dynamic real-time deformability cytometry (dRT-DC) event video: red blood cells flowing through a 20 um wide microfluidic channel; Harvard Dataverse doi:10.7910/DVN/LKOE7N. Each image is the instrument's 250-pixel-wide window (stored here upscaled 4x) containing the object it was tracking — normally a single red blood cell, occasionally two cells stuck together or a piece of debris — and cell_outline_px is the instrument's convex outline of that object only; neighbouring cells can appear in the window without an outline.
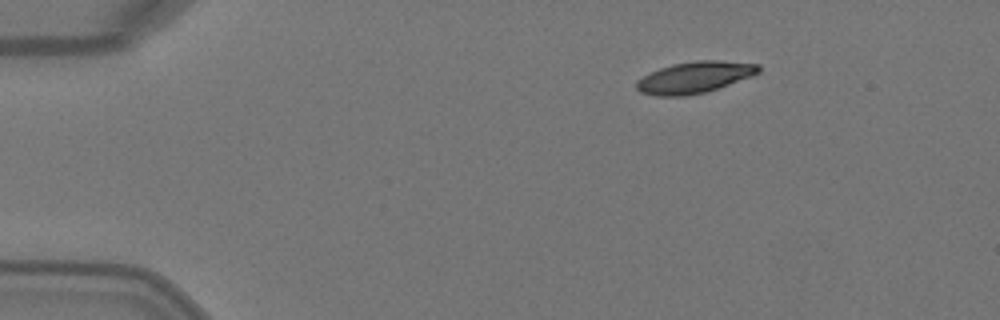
{"species": "Egyptian fruit bat (a non-hibernating species)", "species_latin": "Rousettus aegyptiacus", "temperature_condition": "warm", "stored_images_in_passage": 3, "camera_frame_rate_fps": 3000, "um_per_image_px": 0.085, "animal": {"sex": "female"}, "frame": {"image": 1, "passage_image": 1, "time_ms": 0.0, "image_size_px": [1000, 320], "cell_outline_px": [[760, 72], [752, 76], [704, 92], [684, 96], [656, 96], [640, 92], [636, 88], [636, 80], [660, 68], [672, 64], [696, 60], [720, 60], [760, 64]], "centroid_in_image_um": [59.03, 6.56], "position_along_channel_um": 26.0, "area_um2": 22.25}}